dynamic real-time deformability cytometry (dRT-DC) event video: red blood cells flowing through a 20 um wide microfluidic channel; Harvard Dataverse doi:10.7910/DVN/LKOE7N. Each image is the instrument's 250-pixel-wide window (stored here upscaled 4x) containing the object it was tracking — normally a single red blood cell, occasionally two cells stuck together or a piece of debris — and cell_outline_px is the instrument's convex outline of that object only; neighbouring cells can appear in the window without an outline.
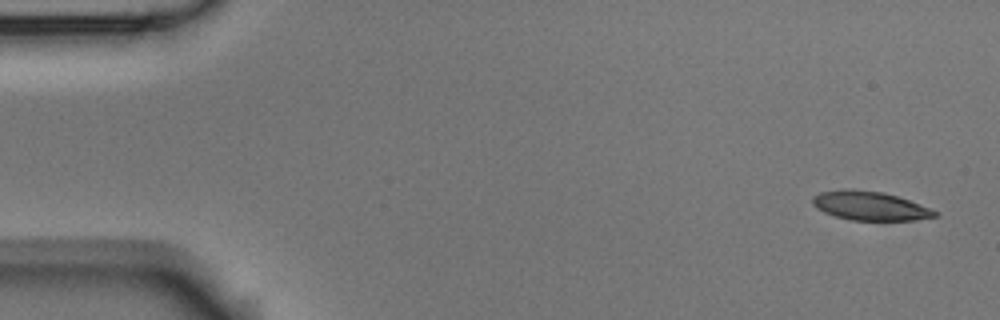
{"species": "Egyptian fruit bat (a non-hibernating species)", "species_latin": "Rousettus aegyptiacus", "temperature_condition": "room temperature", "stored_images_in_passage": 4, "camera_frame_rate_fps": 3000, "um_per_image_px": 0.085, "animal": {"sex": "male"}, "frame": {"image": 1, "passage_image": 1, "time_ms": 0.0, "image_size_px": [1000, 320], "cell_outline_px": [[940, 216], [912, 220], [852, 220], [836, 216], [824, 212], [816, 208], [812, 204], [812, 196], [820, 192], [844, 188], [852, 188], [884, 192], [932, 208], [940, 212]], "centroid_in_image_um": [73.95, 17.48], "position_along_channel_um": 11.0, "area_um2": 20.87}}